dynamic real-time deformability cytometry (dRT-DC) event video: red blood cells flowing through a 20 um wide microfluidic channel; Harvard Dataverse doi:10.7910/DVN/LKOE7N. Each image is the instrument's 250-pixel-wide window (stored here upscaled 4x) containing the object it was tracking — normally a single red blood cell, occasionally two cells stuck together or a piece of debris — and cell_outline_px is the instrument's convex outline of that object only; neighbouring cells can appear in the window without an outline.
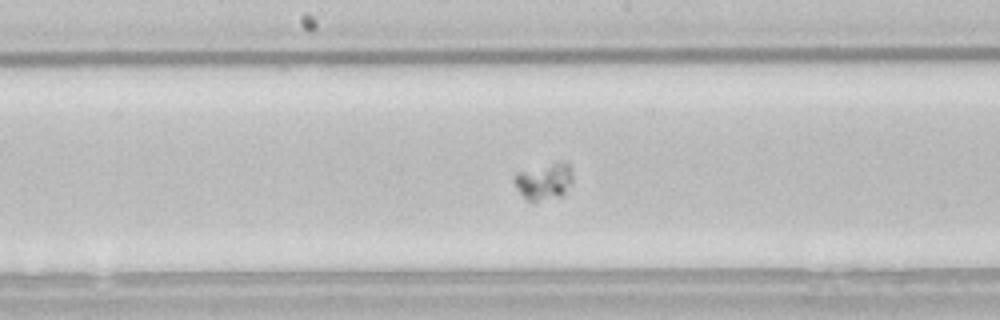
{"species": "common noctule bat (a hibernating species)", "species_latin": "Nyctalus noctula", "temperature_condition": "room temperature", "stored_images_in_passage": 37, "camera_frame_rate_fps": 3000, "um_per_image_px": 0.085, "animal": {"sex": "male", "body_mass_g": 21.5, "forearm_length_mm": 52.0}, "frame": {"image": 1, "passage_image": 11, "time_ms": 3.333, "image_size_px": [1000, 320], "cell_outline_px": [[572, 184], [560, 196], [532, 204], [520, 192], [512, 180], [520, 172], [564, 160], [572, 168]], "centroid_in_image_um": [46.29, 15.44], "position_along_channel_um": 201.9, "area_um2": 12.43}}
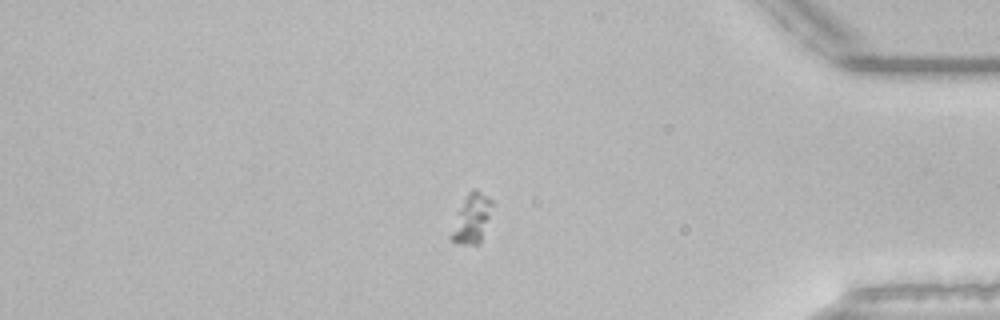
{"frame": {"image": 2, "passage_image": 29, "time_ms": 9.333, "image_size_px": [1000, 320], "cell_outline_px": [[492, 204], [480, 244], [464, 244], [452, 240], [448, 236], [460, 208], [468, 192], [472, 188], [476, 188], [492, 200]], "centroid_in_image_um": [40.08, 18.57], "position_along_channel_um": 395.1, "area_um2": 11.33}}
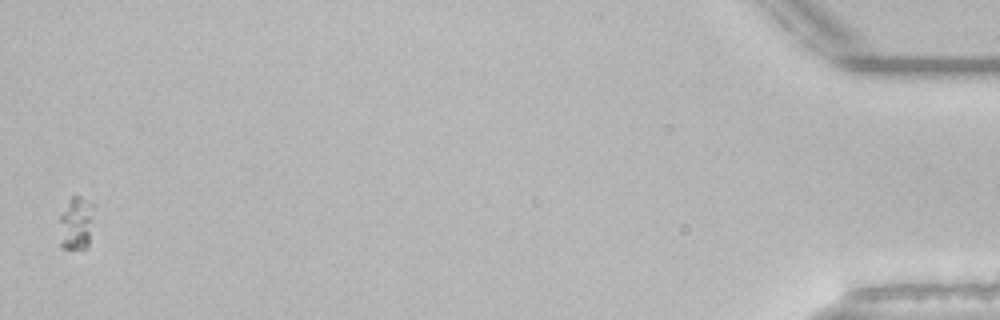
{"frame": {"image": 3, "passage_image": 37, "time_ms": 12.0, "image_size_px": [1000, 320], "cell_outline_px": [[96, 204], [88, 244], [84, 248], [60, 248], [60, 216], [68, 200], [72, 196], [80, 196]], "centroid_in_image_um": [6.5, 18.94], "position_along_channel_um": 428.7, "area_um2": 10.87}}